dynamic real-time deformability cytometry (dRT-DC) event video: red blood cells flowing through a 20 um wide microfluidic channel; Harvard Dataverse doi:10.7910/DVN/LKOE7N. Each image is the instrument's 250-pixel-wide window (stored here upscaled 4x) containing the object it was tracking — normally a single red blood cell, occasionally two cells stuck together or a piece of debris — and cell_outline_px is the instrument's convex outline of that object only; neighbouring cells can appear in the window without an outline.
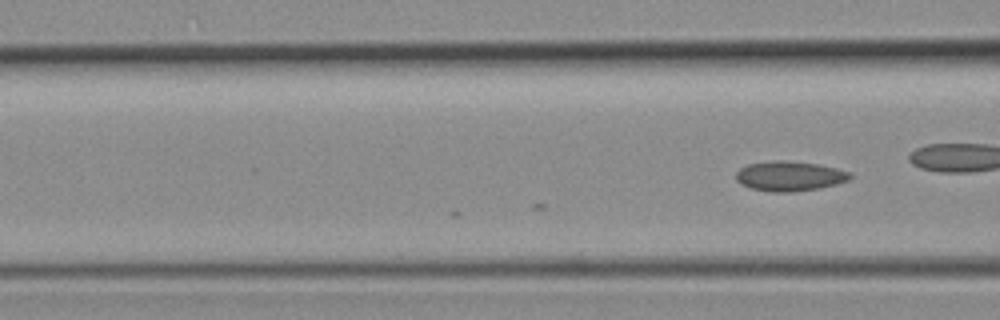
{"species": "common noctule bat (a hibernating species)", "species_latin": "Nyctalus noctula", "temperature_condition": "room temperature", "stored_images_in_passage": 4, "camera_frame_rate_fps": 3000, "um_per_image_px": 0.085, "animal": {"sex": "female", "body_mass_g": 19.3, "forearm_length_mm": 54.1}, "frame": {"image": 1, "passage_image": 4, "time_ms": 1.0, "image_size_px": [1000, 320], "cell_outline_px": [[852, 176], [848, 180], [836, 184], [820, 188], [792, 192], [768, 192], [752, 188], [740, 184], [736, 180], [736, 172], [740, 168], [748, 164], [772, 160], [784, 160], [820, 164], [852, 172]], "centroid_in_image_um": [67.11, 14.96], "position_along_channel_um": 99.5, "area_um2": 20.06}}